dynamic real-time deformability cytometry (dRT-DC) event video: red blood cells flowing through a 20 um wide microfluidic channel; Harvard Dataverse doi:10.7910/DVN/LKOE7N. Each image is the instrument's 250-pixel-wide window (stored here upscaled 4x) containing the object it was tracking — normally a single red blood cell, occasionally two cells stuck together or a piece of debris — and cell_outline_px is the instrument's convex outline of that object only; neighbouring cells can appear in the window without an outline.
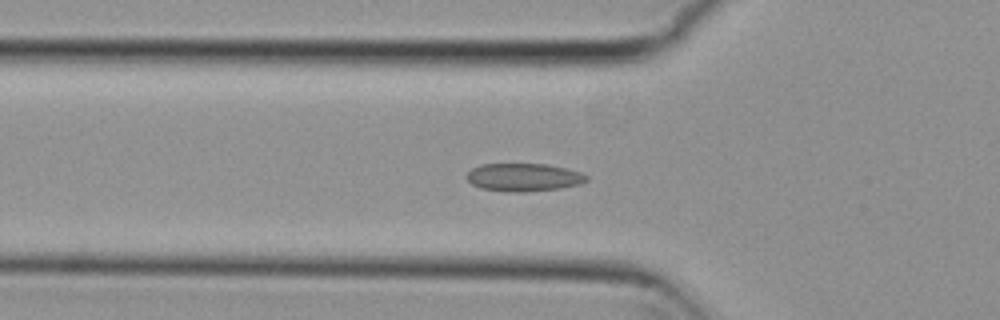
{"species": "common noctule bat (a hibernating species)", "species_latin": "Nyctalus noctula", "temperature_condition": "cold", "stored_images_in_passage": 55, "segment_of_instrument_passage": [1, 2], "camera_frame_rate_fps": 3000, "um_per_image_px": 0.085, "animal": {"sex": "female", "body_mass_g": 29.2, "forearm_length_mm": 56.3}, "frame": {"image": 1, "passage_image": 18, "time_ms": 5.667, "image_size_px": [1000, 320], "cell_outline_px": [[588, 180], [580, 184], [560, 188], [524, 192], [508, 192], [480, 188], [472, 184], [464, 176], [472, 168], [480, 164], [548, 164], [580, 172], [588, 176]], "centroid_in_image_um": [44.48, 15.07], "position_along_channel_um": 81.3, "area_um2": 19.59}}
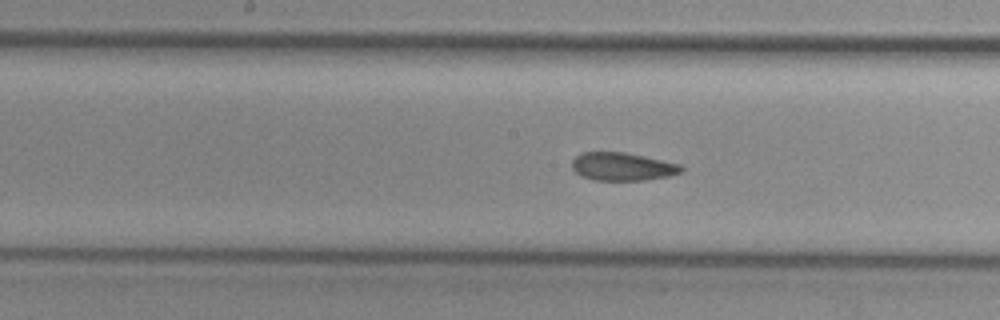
{"frame": {"image": 2, "passage_image": 27, "time_ms": 8.667, "image_size_px": [1000, 320], "cell_outline_px": [[684, 172], [668, 176], [644, 180], [596, 180], [580, 176], [572, 168], [572, 160], [580, 152], [624, 152], [644, 156], [680, 164], [684, 168]], "centroid_in_image_um": [52.91, 14.16], "position_along_channel_um": 195.3, "area_um2": 17.92}}
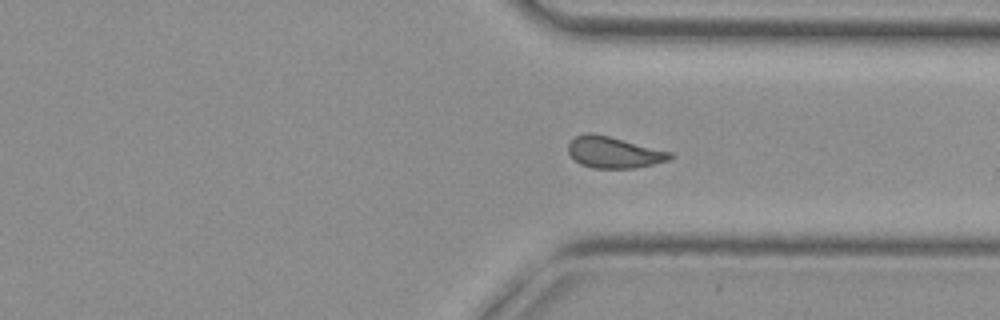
{"frame": {"image": 3, "passage_image": 40, "time_ms": 13.0, "image_size_px": [1000, 320], "cell_outline_px": [[672, 156], [668, 160], [636, 168], [592, 168], [580, 164], [568, 152], [568, 144], [576, 136], [584, 132], [592, 132], [672, 152]], "centroid_in_image_um": [52.14, 12.94], "position_along_channel_um": 359.3, "area_um2": 18.44}}